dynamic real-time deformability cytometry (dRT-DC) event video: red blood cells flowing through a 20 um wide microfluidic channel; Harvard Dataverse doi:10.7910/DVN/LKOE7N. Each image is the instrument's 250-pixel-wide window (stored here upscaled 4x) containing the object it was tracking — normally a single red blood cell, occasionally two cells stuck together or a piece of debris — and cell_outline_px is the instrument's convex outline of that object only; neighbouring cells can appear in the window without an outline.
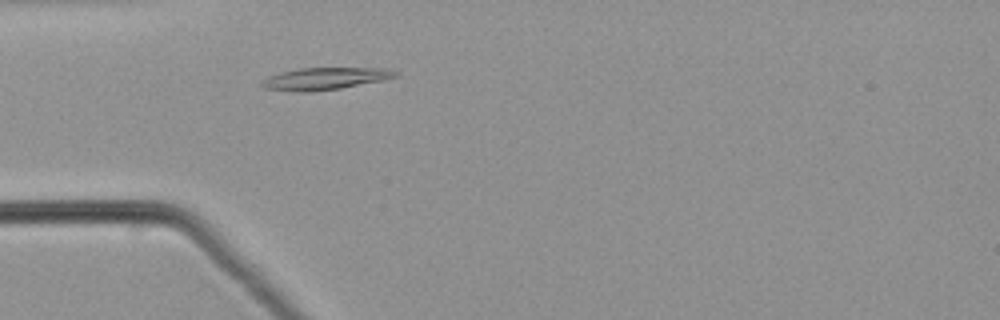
{"species": "common noctule bat (a hibernating species)", "species_latin": "Nyctalus noctula", "temperature_condition": "warm", "stored_images_in_passage": 45, "camera_frame_rate_fps": 3000, "um_per_image_px": 0.085, "animal": {"sex": "male", "body_mass_g": 21.5, "forearm_length_mm": 52.0}, "frame": {"image": 1, "passage_image": 10, "time_ms": 3.0, "image_size_px": [1000, 320], "cell_outline_px": [[400, 76], [384, 80], [340, 88], [312, 92], [296, 92], [264, 88], [260, 84], [268, 76], [300, 68], [392, 68], [400, 72]], "centroid_in_image_um": [27.71, 6.68], "position_along_channel_um": 57.3, "area_um2": 17.34}}
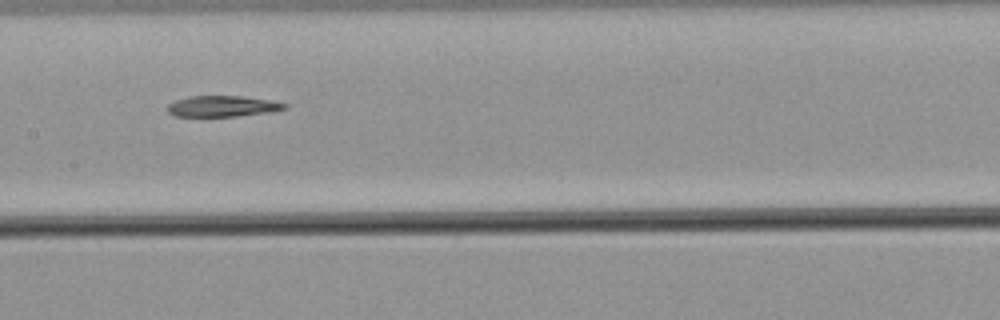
{"frame": {"image": 2, "passage_image": 20, "time_ms": 6.333, "image_size_px": [1000, 320], "cell_outline_px": [[288, 108], [268, 112], [236, 116], [172, 116], [168, 112], [168, 104], [176, 100], [188, 96], [240, 96], [268, 100], [288, 104]], "centroid_in_image_um": [18.88, 9.03], "position_along_channel_um": 188.5, "area_um2": 14.16}}
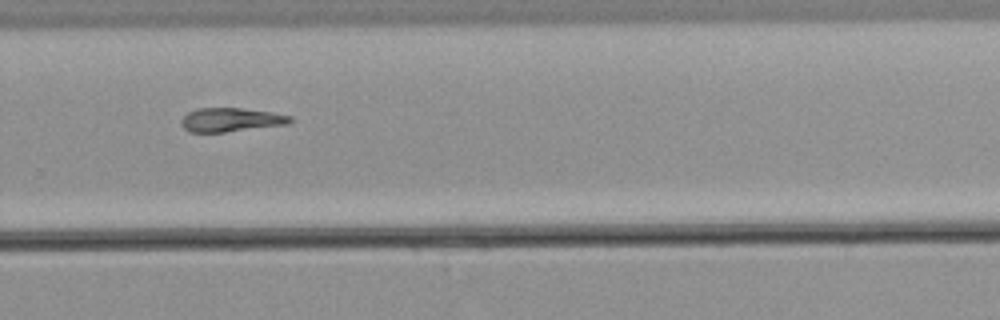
{"frame": {"image": 3, "passage_image": 29, "time_ms": 9.333, "image_size_px": [1000, 320], "cell_outline_px": [[292, 120], [288, 124], [224, 132], [188, 132], [180, 124], [180, 120], [188, 112], [196, 108], [240, 108], [272, 112], [292, 116]], "centroid_in_image_um": [19.59, 10.18], "position_along_channel_um": 310.2, "area_um2": 15.14}}